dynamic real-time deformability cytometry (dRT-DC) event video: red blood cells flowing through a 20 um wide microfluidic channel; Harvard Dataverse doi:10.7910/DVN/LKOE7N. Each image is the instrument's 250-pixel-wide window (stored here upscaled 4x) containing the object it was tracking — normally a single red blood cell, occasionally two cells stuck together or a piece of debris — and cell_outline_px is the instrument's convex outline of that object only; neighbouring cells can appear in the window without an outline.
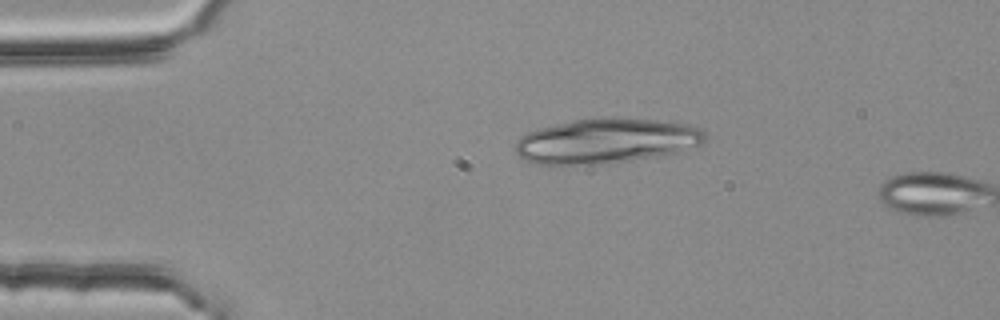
{"species": "common noctule bat (a hibernating species)", "species_latin": "Nyctalus noctula", "temperature_condition": "room temperature", "stored_images_in_passage": 4, "camera_frame_rate_fps": 3000, "um_per_image_px": 0.085, "animal": {"sex": "female", "body_mass_g": 25.1}, "frame": {"image": 1, "passage_image": 4, "time_ms": 1.0, "image_size_px": [1000, 320], "cell_outline_px": [[704, 144], [680, 152], [612, 164], [540, 164], [524, 160], [516, 152], [516, 140], [520, 136], [528, 132], [540, 128], [572, 120], [600, 116], [624, 116], [688, 124], [700, 128], [704, 132]], "centroid_in_image_um": [51.57, 11.96], "position_along_channel_um": 33.4, "area_um2": 50.52}}